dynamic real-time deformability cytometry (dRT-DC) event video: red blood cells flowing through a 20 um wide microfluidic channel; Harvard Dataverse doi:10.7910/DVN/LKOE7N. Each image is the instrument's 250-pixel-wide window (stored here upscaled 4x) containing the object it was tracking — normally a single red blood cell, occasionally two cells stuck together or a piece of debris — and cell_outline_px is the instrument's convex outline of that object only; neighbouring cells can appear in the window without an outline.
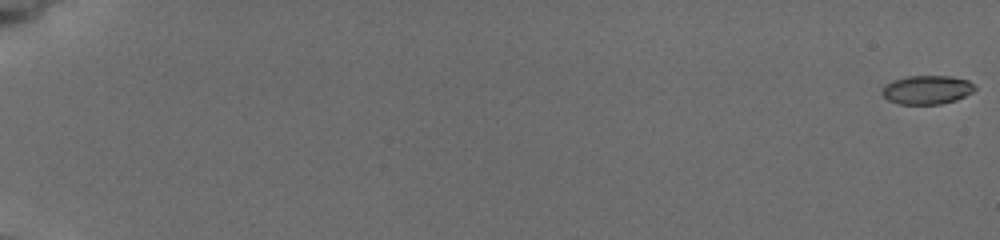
{"species": "common noctule bat (a hibernating species)", "species_latin": "Nyctalus noctula", "temperature_condition": "cold", "stored_images_in_passage": 11, "camera_frame_rate_fps": 3000, "um_per_image_px": 0.085, "animal": {"sex": "female", "body_mass_g": 19.5, "forearm_length_mm": 54.1}, "frame": {"image": 1, "passage_image": 1, "time_ms": 0.0, "image_size_px": [1000, 240], "cell_outline_px": [[976, 88], [972, 92], [956, 100], [940, 104], [900, 104], [888, 100], [884, 96], [884, 88], [892, 80], [908, 76], [948, 76], [968, 80]], "centroid_in_image_um": [78.81, 7.63], "position_along_channel_um": 6.2, "area_um2": 15.26}}
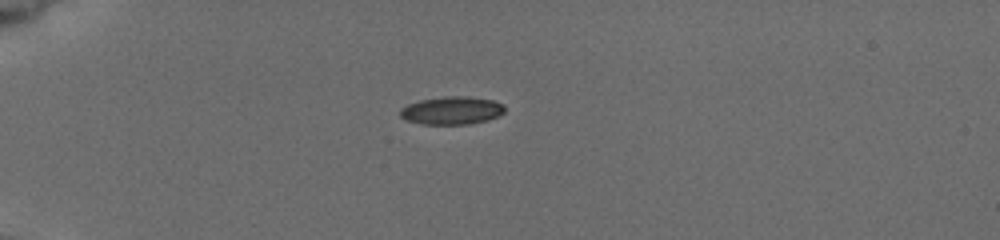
{"frame": {"image": 2, "passage_image": 7, "time_ms": 5.667, "image_size_px": [1000, 240], "cell_outline_px": [[504, 112], [488, 120], [468, 124], [420, 124], [408, 120], [400, 116], [400, 108], [408, 104], [420, 100], [444, 96], [468, 96], [492, 100], [504, 104]], "centroid_in_image_um": [38.39, 9.38], "position_along_channel_um": 46.6, "area_um2": 16.99}}
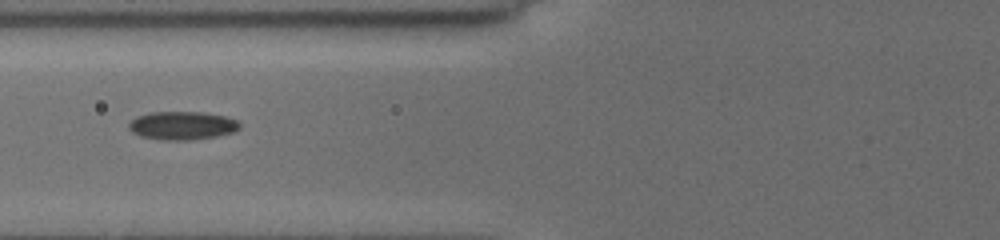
{"frame": {"image": 3, "passage_image": 10, "time_ms": 8.333, "image_size_px": [1000, 240], "cell_outline_px": [[240, 128], [232, 132], [216, 136], [192, 140], [156, 140], [140, 136], [132, 132], [128, 128], [128, 124], [136, 116], [152, 112], [200, 112], [224, 116], [236, 120], [240, 124]], "centroid_in_image_um": [15.44, 10.68], "position_along_channel_um": 110.4, "area_um2": 18.32}}